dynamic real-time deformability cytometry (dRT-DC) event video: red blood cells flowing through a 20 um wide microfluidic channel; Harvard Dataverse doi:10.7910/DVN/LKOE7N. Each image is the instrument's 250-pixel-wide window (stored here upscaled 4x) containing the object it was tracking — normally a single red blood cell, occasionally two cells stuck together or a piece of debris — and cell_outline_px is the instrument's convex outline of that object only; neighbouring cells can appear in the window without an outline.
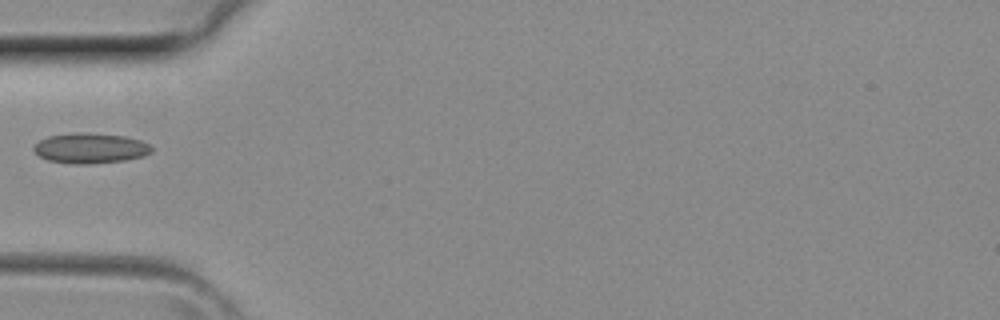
{"species": "common noctule bat (a hibernating species)", "species_latin": "Nyctalus noctula", "temperature_condition": "room temperature", "stored_images_in_passage": 3, "camera_frame_rate_fps": 3000, "um_per_image_px": 0.085, "animal": {"sex": "female", "body_mass_g": 29.2, "forearm_length_mm": 56.3}, "frame": {"image": 1, "passage_image": 3, "time_ms": 0.667, "image_size_px": [1000, 320], "cell_outline_px": [[152, 152], [144, 156], [124, 160], [88, 164], [76, 164], [48, 160], [40, 156], [32, 148], [40, 140], [48, 136], [72, 132], [80, 132], [124, 136], [140, 140], [148, 144], [152, 148]], "centroid_in_image_um": [7.68, 12.59], "position_along_channel_um": 77.3, "area_um2": 20.63}}